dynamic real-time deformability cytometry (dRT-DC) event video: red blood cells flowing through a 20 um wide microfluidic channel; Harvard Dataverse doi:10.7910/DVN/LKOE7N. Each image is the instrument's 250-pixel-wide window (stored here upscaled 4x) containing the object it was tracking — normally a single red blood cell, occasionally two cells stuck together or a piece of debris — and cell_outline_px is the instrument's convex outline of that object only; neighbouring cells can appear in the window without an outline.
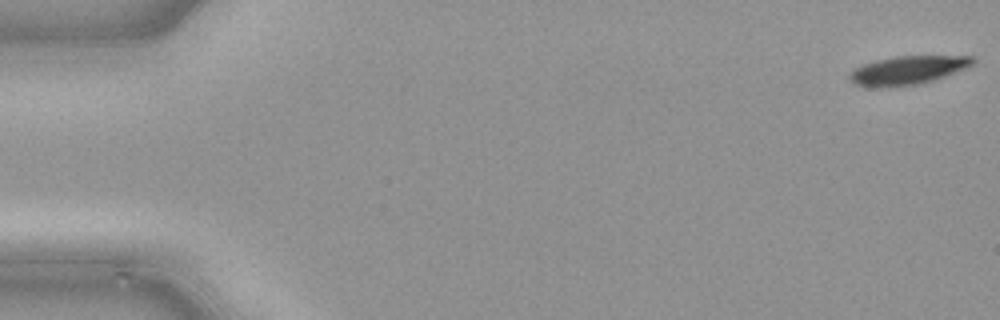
{"species": "common noctule bat (a hibernating species)", "species_latin": "Nyctalus noctula", "temperature_condition": "cold", "stored_images_in_passage": 48, "camera_frame_rate_fps": 3000, "um_per_image_px": 0.085, "animal": {"sex": "male", "body_mass_g": 21.5, "forearm_length_mm": 52.0}, "frame": {"image": 1, "passage_image": 1, "time_ms": 0.0, "image_size_px": [1000, 320], "cell_outline_px": [[976, 60], [972, 64], [964, 68], [944, 76], [932, 80], [916, 84], [888, 88], [876, 88], [852, 84], [848, 80], [848, 76], [856, 68], [864, 64], [876, 60], [896, 56], [976, 56]], "centroid_in_image_um": [77.1, 5.98], "position_along_channel_um": 7.9, "area_um2": 20.46}}
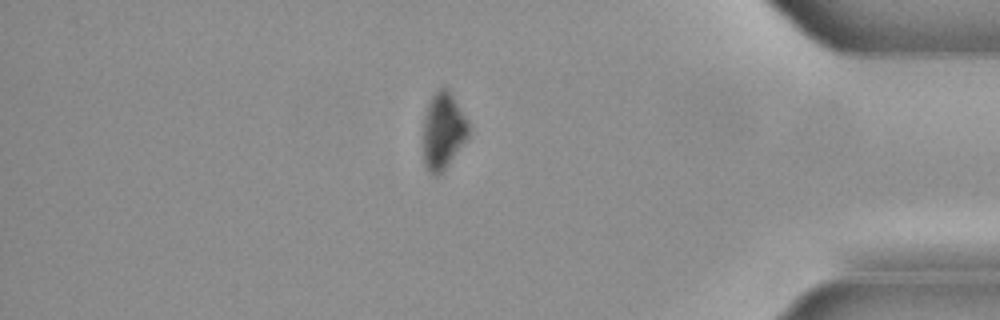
{"frame": {"image": 2, "passage_image": 41, "time_ms": 13.333, "image_size_px": [1000, 320], "cell_outline_px": [[472, 132], [444, 168], [436, 176], [432, 176], [428, 172], [424, 164], [424, 116], [428, 104], [432, 96], [440, 88], [448, 88], [472, 124]], "centroid_in_image_um": [37.71, 11.1], "position_along_channel_um": 397.5, "area_um2": 20.4}}
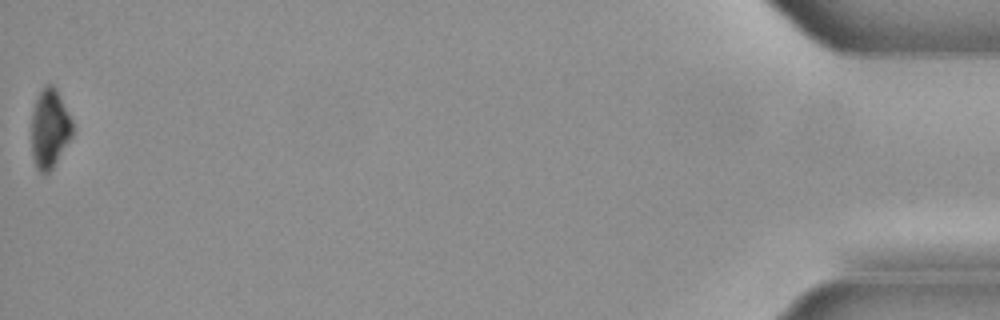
{"frame": {"image": 3, "passage_image": 48, "time_ms": 15.667, "image_size_px": [1000, 320], "cell_outline_px": [[72, 136], [52, 168], [48, 172], [40, 172], [32, 156], [32, 112], [36, 100], [44, 84], [52, 84], [56, 88], [72, 120]], "centroid_in_image_um": [4.22, 10.89], "position_along_channel_um": 431.0, "area_um2": 18.55}}